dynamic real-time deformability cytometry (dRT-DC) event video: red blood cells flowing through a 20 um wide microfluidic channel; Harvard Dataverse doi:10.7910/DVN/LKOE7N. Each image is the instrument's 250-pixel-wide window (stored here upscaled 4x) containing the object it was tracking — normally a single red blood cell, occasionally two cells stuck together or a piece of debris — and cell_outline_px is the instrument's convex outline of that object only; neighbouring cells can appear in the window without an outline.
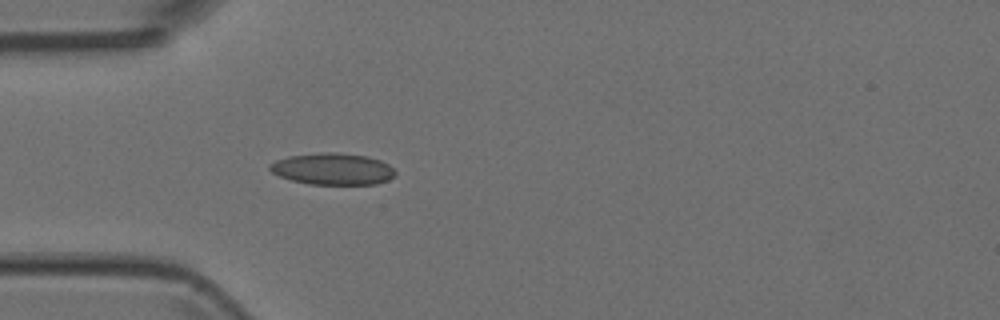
{"species": "Egyptian fruit bat (a non-hibernating species)", "species_latin": "Rousettus aegyptiacus", "temperature_condition": "room temperature", "stored_images_in_passage": 4, "camera_frame_rate_fps": 3000, "um_per_image_px": 0.085, "animal": {"sex": "female"}, "frame": {"image": 1, "passage_image": 4, "time_ms": 1.0, "image_size_px": [1000, 320], "cell_outline_px": [[396, 176], [388, 180], [376, 184], [308, 184], [292, 180], [280, 176], [272, 172], [268, 168], [268, 164], [276, 160], [288, 156], [320, 152], [336, 152], [368, 156], [380, 160], [388, 164], [396, 172]], "centroid_in_image_um": [28.28, 14.35], "position_along_channel_um": 56.7, "area_um2": 23.29}}